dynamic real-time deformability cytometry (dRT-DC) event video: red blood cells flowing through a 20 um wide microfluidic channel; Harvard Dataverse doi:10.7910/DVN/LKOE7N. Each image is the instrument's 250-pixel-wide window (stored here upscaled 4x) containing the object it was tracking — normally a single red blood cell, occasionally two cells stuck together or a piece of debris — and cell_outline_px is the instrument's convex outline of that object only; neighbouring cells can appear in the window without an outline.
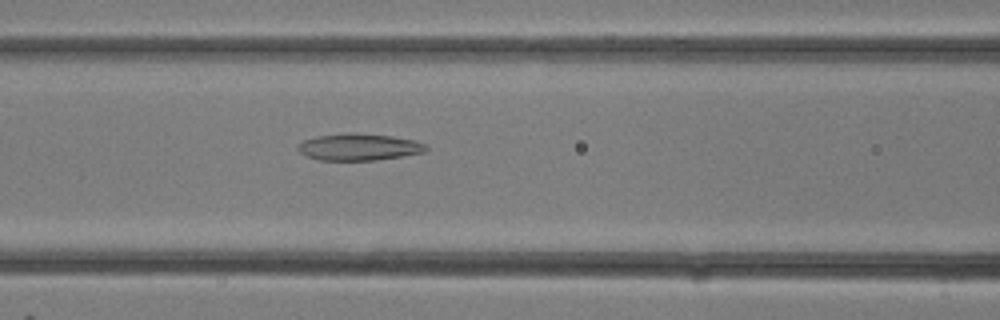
{"species": "common noctule bat (a hibernating species)", "species_latin": "Nyctalus noctula", "temperature_condition": "room temperature", "stored_images_in_passage": 14, "camera_frame_rate_fps": 3000, "um_per_image_px": 0.085, "animal": {"sex": "female"}, "frame": {"image": 1, "passage_image": 12, "time_ms": 3.667, "image_size_px": [1000, 320], "cell_outline_px": [[428, 148], [424, 152], [376, 160], [320, 160], [304, 156], [296, 148], [296, 144], [304, 140], [316, 136], [344, 132], [352, 132], [392, 136], [416, 140], [428, 144]], "centroid_in_image_um": [30.48, 12.48], "position_along_channel_um": 136.1, "area_um2": 20.35}}
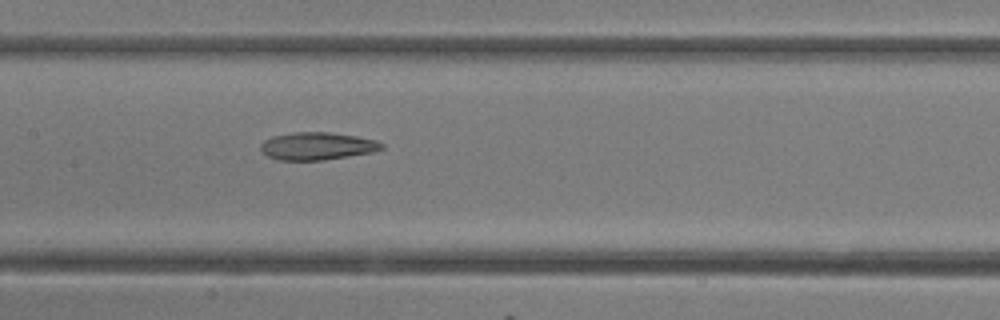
{"frame": {"image": 2, "passage_image": 14, "time_ms": 4.333, "image_size_px": [1000, 320], "cell_outline_px": [[384, 148], [372, 152], [348, 156], [320, 160], [280, 160], [268, 156], [260, 148], [260, 144], [264, 140], [272, 136], [292, 132], [328, 132], [356, 136], [376, 140], [384, 144]], "centroid_in_image_um": [26.95, 12.41], "position_along_channel_um": 180.4, "area_um2": 19.36}}